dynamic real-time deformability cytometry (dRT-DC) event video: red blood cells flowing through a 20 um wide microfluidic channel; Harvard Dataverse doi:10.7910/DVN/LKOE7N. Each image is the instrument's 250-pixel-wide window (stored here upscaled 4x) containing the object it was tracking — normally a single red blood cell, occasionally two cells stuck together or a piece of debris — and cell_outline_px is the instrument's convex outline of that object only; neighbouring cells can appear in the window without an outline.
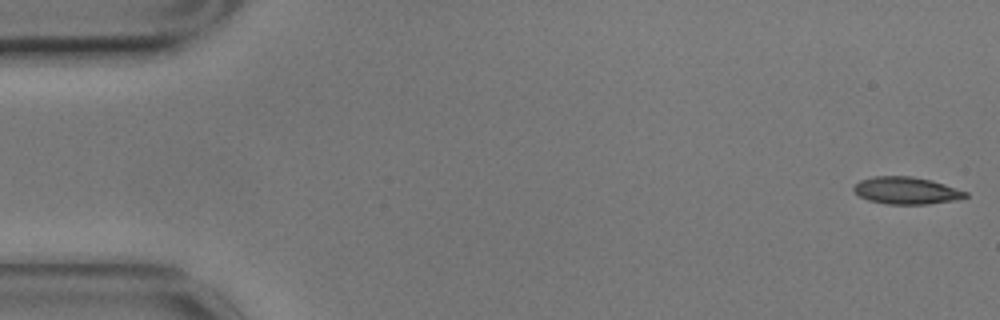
{"species": "common noctule bat (a hibernating species)", "species_latin": "Nyctalus noctula", "temperature_condition": "cold", "stored_images_in_passage": 54, "camera_frame_rate_fps": 3000, "um_per_image_px": 0.085, "animal": {"sex": "male", "body_mass_g": 17.9}, "frame": {"image": 1, "passage_image": 1, "time_ms": 0.0, "image_size_px": [1000, 320], "cell_outline_px": [[968, 196], [960, 200], [928, 204], [884, 204], [868, 200], [860, 196], [852, 188], [860, 180], [872, 176], [912, 176], [932, 180], [968, 192]], "centroid_in_image_um": [77.07, 16.2], "position_along_channel_um": 7.9, "area_um2": 17.86}}
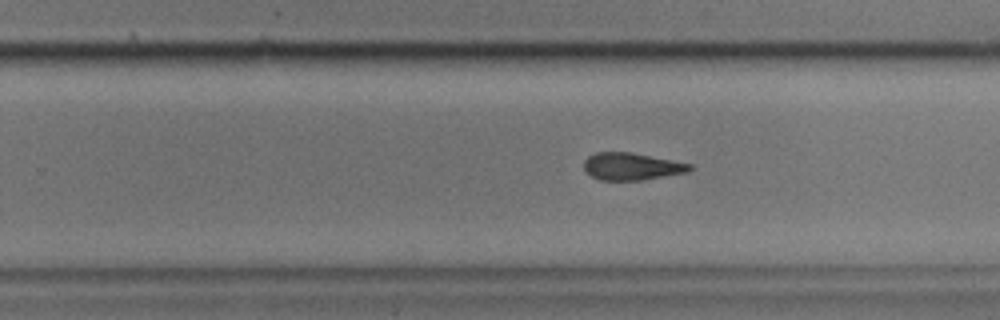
{"frame": {"image": 2, "passage_image": 35, "time_ms": 11.333, "image_size_px": [1000, 320], "cell_outline_px": [[692, 168], [688, 172], [640, 180], [600, 180], [584, 172], [584, 160], [588, 156], [596, 152], [632, 152], [692, 164]], "centroid_in_image_um": [53.66, 14.14], "position_along_channel_um": 276.1, "area_um2": 16.82}}
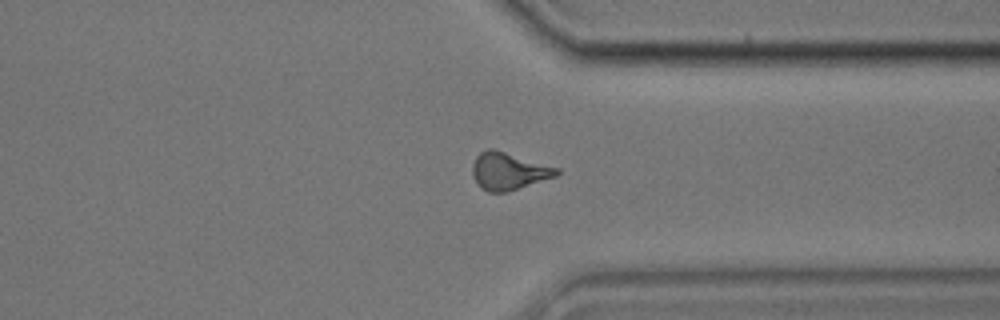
{"frame": {"image": 3, "passage_image": 43, "time_ms": 14.0, "image_size_px": [1000, 320], "cell_outline_px": [[560, 172], [556, 176], [508, 192], [488, 192], [480, 188], [472, 176], [472, 164], [476, 156], [480, 152], [488, 148], [492, 148], [560, 168]], "centroid_in_image_um": [43.21, 14.55], "position_along_channel_um": 368.2, "area_um2": 18.44}}